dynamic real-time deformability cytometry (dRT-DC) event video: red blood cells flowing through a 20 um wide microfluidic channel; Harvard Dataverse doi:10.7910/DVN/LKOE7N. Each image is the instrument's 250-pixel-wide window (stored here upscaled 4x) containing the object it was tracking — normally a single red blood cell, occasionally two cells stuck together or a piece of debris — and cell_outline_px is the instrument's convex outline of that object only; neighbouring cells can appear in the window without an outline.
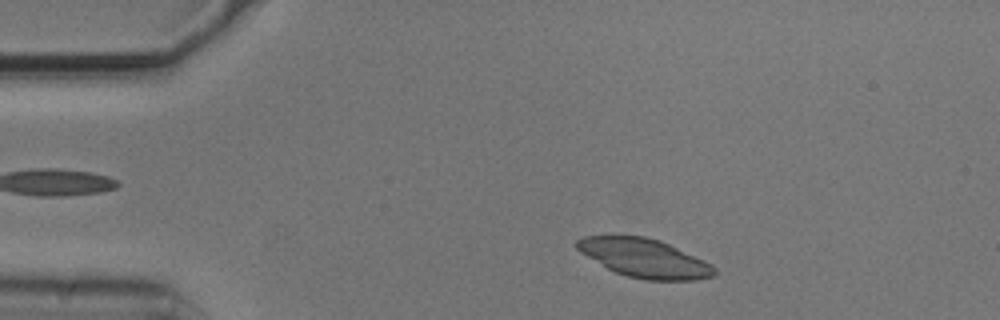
{"species": "common noctule bat (a hibernating species)", "species_latin": "Nyctalus noctula", "temperature_condition": "cold", "stored_images_in_passage": 45, "camera_frame_rate_fps": 3000, "um_per_image_px": 0.085, "animal": {"sex": "male", "body_mass_g": 20.5, "forearm_length_mm": 52.5}, "frame": {"image": 1, "passage_image": 1, "time_ms": 0.0, "image_size_px": [1000, 320], "cell_outline_px": [[716, 272], [712, 276], [696, 280], [644, 280], [628, 276], [616, 272], [608, 268], [580, 252], [576, 248], [576, 240], [584, 236], [644, 236], [660, 240], [704, 260], [712, 264], [716, 268]], "centroid_in_image_um": [54.79, 21.94], "position_along_channel_um": 30.2, "area_um2": 30.69}}